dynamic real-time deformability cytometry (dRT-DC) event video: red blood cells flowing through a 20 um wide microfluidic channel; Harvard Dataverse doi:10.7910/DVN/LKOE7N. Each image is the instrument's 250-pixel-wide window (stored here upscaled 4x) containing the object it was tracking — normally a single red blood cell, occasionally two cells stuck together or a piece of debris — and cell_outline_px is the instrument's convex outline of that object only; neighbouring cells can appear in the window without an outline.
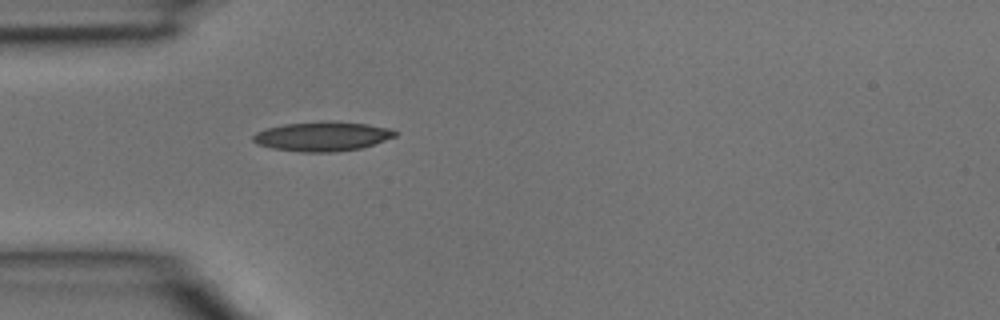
{"species": "common noctule bat (a hibernating species)", "species_latin": "Nyctalus noctula", "temperature_condition": "room temperature", "stored_images_in_passage": 1, "camera_frame_rate_fps": 3000, "um_per_image_px": 0.085, "animal": {"sex": "male", "body_mass_g": 15.6}, "frame": {"image": 1, "passage_image": 1, "time_ms": 0.0, "image_size_px": [1000, 320], "cell_outline_px": [[400, 132], [396, 136], [360, 148], [332, 152], [300, 152], [272, 148], [256, 144], [252, 140], [252, 136], [256, 132], [268, 128], [284, 124], [324, 120], [328, 120], [368, 124], [392, 128]], "centroid_in_image_um": [27.41, 11.57], "position_along_channel_um": 57.6, "area_um2": 24.57}}